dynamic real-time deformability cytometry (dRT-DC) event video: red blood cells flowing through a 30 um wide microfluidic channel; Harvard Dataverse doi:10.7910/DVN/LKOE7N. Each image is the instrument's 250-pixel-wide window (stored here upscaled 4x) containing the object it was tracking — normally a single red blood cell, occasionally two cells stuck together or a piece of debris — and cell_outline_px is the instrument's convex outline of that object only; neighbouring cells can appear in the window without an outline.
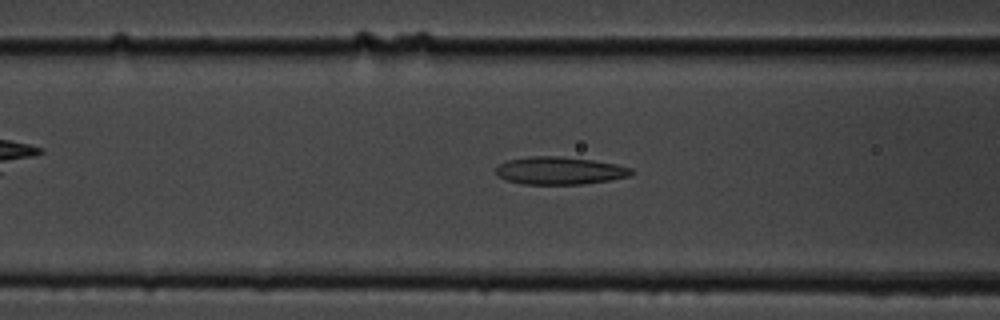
{"species": "common noctule bat (a hibernating species)", "species_latin": "Nyctalus noctula", "temperature_condition": "cold", "stored_images_in_passage": 38, "camera_frame_rate_fps": 3000, "um_per_image_px": 0.085, "animal": {"sex": "male", "body_mass_g": 19.5, "forearm_length_mm": 54.6}, "frame": {"image": 1, "passage_image": 15, "time_ms": 4.667, "image_size_px": [1000, 320], "cell_outline_px": [[632, 176], [612, 180], [580, 184], [524, 184], [508, 180], [500, 176], [496, 172], [496, 168], [500, 164], [508, 160], [528, 156], [560, 156], [592, 160], [616, 164], [632, 168]], "centroid_in_image_um": [47.61, 14.5], "position_along_channel_um": 119.0, "area_um2": 21.73}}
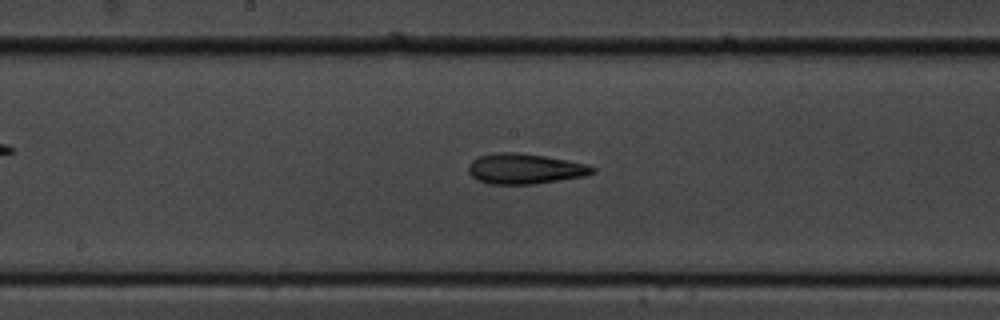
{"frame": {"image": 2, "passage_image": 22, "time_ms": 7.0, "image_size_px": [1000, 320], "cell_outline_px": [[596, 172], [584, 176], [532, 184], [488, 184], [476, 180], [468, 172], [468, 168], [472, 160], [480, 156], [496, 152], [516, 152], [544, 156], [588, 164], [596, 168]], "centroid_in_image_um": [44.6, 14.34], "position_along_channel_um": 203.6, "area_um2": 21.91}}
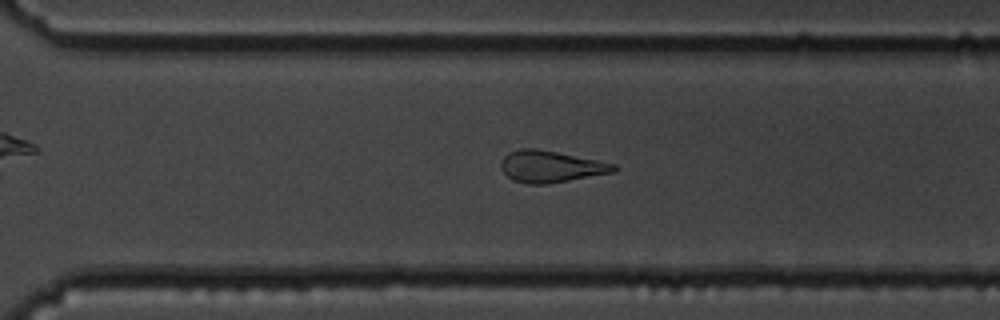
{"frame": {"image": 3, "passage_image": 32, "time_ms": 10.333, "image_size_px": [1000, 320], "cell_outline_px": [[620, 168], [616, 172], [548, 184], [528, 184], [512, 180], [500, 168], [500, 164], [504, 156], [508, 152], [520, 148], [536, 148], [616, 164]], "centroid_in_image_um": [46.82, 14.16], "position_along_channel_um": 323.8, "area_um2": 20.92}}